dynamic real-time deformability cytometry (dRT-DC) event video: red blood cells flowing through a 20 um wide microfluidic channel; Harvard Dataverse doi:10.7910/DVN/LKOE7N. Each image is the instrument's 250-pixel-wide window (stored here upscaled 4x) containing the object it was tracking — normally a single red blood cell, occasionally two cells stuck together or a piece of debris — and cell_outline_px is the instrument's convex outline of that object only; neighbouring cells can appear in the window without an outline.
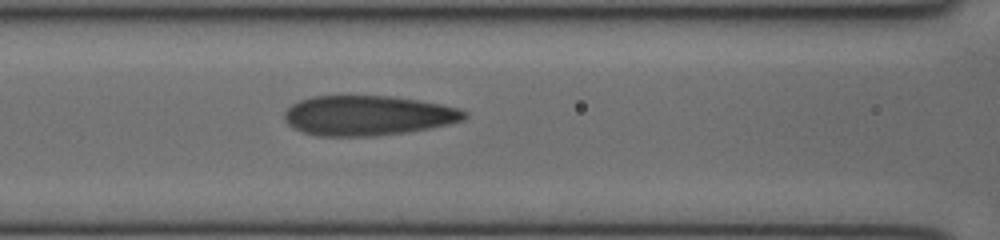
{"species": "human", "species_latin": "Homo sapiens", "temperature_condition": "cold", "stored_images_in_passage": 35, "camera_frame_rate_fps": 3000, "um_per_image_px": 0.085, "donor": {"sex": "female"}, "frame": {"image": 1, "passage_image": 15, "time_ms": 4.667, "image_size_px": [1000, 240], "cell_outline_px": [[468, 116], [464, 120], [448, 124], [408, 132], [376, 136], [316, 136], [304, 132], [288, 124], [284, 120], [284, 112], [292, 104], [300, 100], [312, 96], [392, 96], [420, 100], [460, 108], [468, 112]], "centroid_in_image_um": [31.29, 9.82], "position_along_channel_um": 135.3, "area_um2": 42.02}}
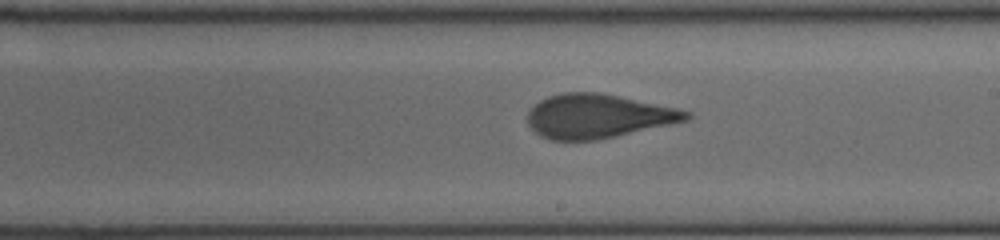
{"frame": {"image": 2, "passage_image": 22, "time_ms": 7.0, "image_size_px": [1000, 240], "cell_outline_px": [[692, 116], [688, 120], [616, 136], [596, 140], [552, 140], [540, 136], [528, 124], [528, 112], [540, 100], [548, 96], [564, 92], [600, 92], [680, 108], [692, 112]], "centroid_in_image_um": [50.86, 9.86], "position_along_channel_um": 238.1, "area_um2": 40.69}}
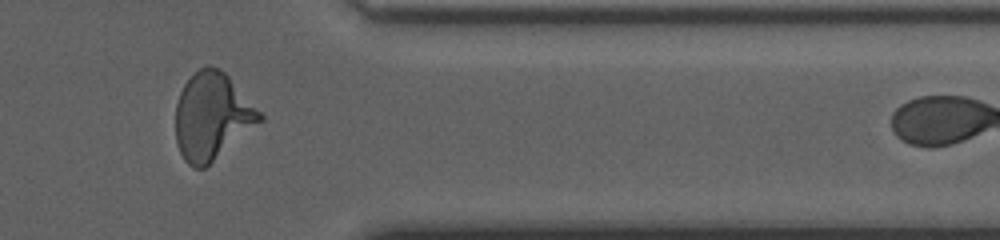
{"frame": {"image": 3, "passage_image": 33, "time_ms": 10.667, "image_size_px": [1000, 240], "cell_outline_px": [[264, 120], [204, 168], [192, 168], [184, 160], [180, 152], [176, 140], [176, 104], [180, 92], [184, 84], [200, 68], [220, 68], [228, 76], [264, 116]], "centroid_in_image_um": [18.02, 9.92], "position_along_channel_um": 393.4, "area_um2": 42.08}}